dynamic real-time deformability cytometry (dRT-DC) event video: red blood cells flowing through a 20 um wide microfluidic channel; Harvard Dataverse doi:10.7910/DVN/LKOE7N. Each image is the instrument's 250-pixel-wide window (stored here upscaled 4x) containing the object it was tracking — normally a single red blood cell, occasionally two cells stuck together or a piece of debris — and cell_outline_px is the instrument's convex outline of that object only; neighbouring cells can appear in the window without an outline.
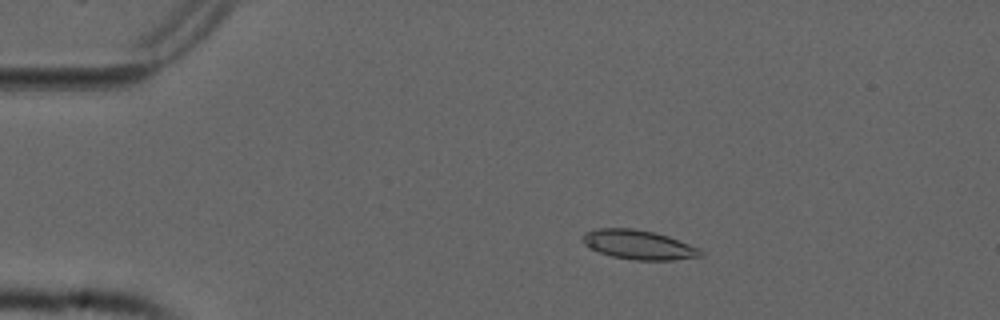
{"species": "common noctule bat (a hibernating species)", "species_latin": "Nyctalus noctula", "temperature_condition": "cold", "stored_images_in_passage": 54, "camera_frame_rate_fps": 3000, "um_per_image_px": 0.085, "animal": {"sex": "male", "forearm_length_mm": 52.5}, "frame": {"image": 1, "passage_image": 10, "time_ms": 3.0, "image_size_px": [1000, 320], "cell_outline_px": [[704, 256], [672, 260], [632, 260], [612, 256], [588, 248], [584, 244], [580, 236], [584, 232], [596, 228], [632, 228], [656, 232], [668, 236], [700, 248], [704, 252]], "centroid_in_image_um": [54.27, 20.8], "position_along_channel_um": 30.7, "area_um2": 20.46}}
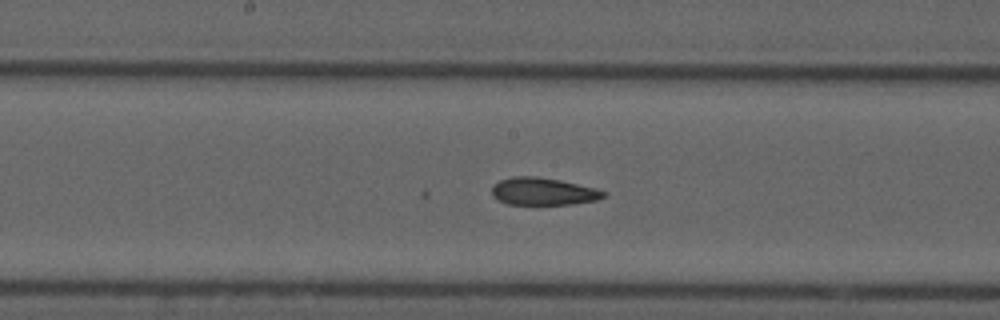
{"frame": {"image": 2, "passage_image": 28, "time_ms": 9.0, "image_size_px": [1000, 320], "cell_outline_px": [[608, 192], [604, 196], [596, 200], [572, 204], [508, 204], [492, 196], [492, 188], [500, 180], [512, 176], [536, 176], [560, 180], [596, 188]], "centroid_in_image_um": [46.18, 16.26], "position_along_channel_um": 202.0, "area_um2": 17.74}}
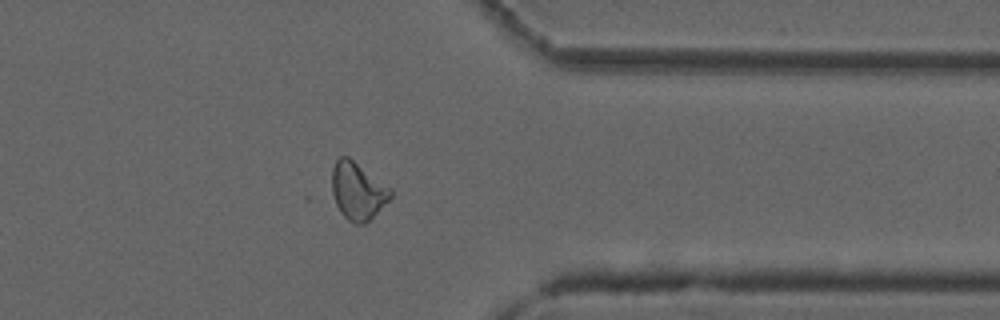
{"frame": {"image": 3, "passage_image": 43, "time_ms": 14.0, "image_size_px": [1000, 320], "cell_outline_px": [[392, 196], [364, 224], [356, 224], [348, 220], [340, 212], [336, 204], [332, 192], [332, 168], [336, 160], [340, 156], [348, 156], [392, 188]], "centroid_in_image_um": [30.39, 16.2], "position_along_channel_um": 381.0, "area_um2": 19.48}}